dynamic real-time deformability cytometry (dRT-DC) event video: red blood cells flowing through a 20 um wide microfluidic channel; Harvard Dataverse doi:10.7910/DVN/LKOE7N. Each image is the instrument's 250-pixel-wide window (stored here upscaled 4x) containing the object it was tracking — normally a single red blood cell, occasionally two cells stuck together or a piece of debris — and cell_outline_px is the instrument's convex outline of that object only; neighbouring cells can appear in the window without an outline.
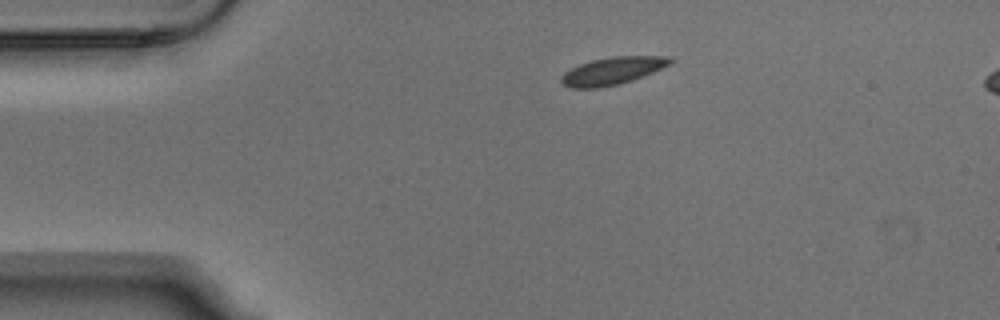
{"species": "Egyptian fruit bat (a non-hibernating species)", "species_latin": "Rousettus aegyptiacus", "temperature_condition": "warm", "stored_images_in_passage": 3, "segment_of_instrument_passage": [1, 2], "camera_frame_rate_fps": 3000, "um_per_image_px": 0.085, "animal": {"sex": "male"}, "frame": {"image": 1, "passage_image": 1, "time_ms": 0.0, "image_size_px": [1000, 320], "cell_outline_px": [[672, 60], [668, 64], [652, 72], [632, 80], [600, 88], [572, 88], [564, 84], [560, 80], [560, 76], [564, 72], [580, 64], [592, 60], [612, 56], [672, 56]], "centroid_in_image_um": [52.02, 6.02], "position_along_channel_um": 33.0, "area_um2": 17.17}}